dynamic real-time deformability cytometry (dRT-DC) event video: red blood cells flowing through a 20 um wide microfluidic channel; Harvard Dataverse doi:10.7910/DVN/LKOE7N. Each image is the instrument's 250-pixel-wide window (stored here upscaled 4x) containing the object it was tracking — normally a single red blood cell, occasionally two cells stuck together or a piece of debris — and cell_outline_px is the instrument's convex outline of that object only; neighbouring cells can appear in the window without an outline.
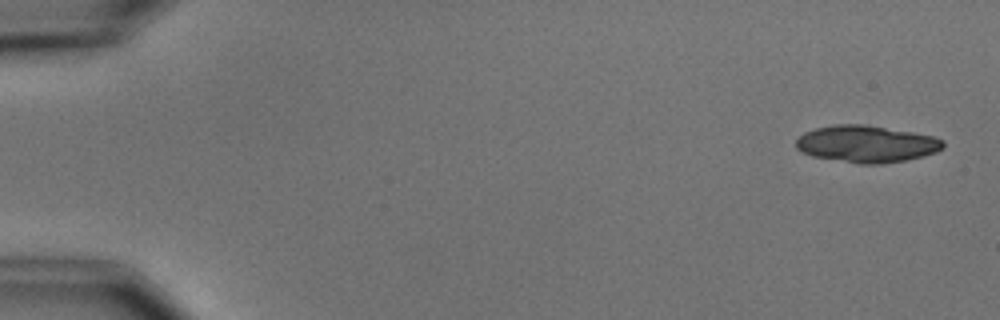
{"species": "common noctule bat (a hibernating species)", "species_latin": "Nyctalus noctula", "temperature_condition": "cold", "stored_images_in_passage": 6, "camera_frame_rate_fps": 3000, "um_per_image_px": 0.085, "animal": {"sex": "male", "body_mass_g": 15.6}, "frame": {"image": 1, "passage_image": 1, "time_ms": 0.0, "image_size_px": [1000, 320], "cell_outline_px": [[944, 148], [936, 152], [924, 156], [904, 160], [880, 164], [860, 164], [812, 156], [796, 148], [796, 140], [804, 132], [816, 128], [836, 124], [864, 124], [912, 132], [932, 136], [944, 140]], "centroid_in_image_um": [73.66, 12.23], "position_along_channel_um": 11.3, "area_um2": 31.56}}
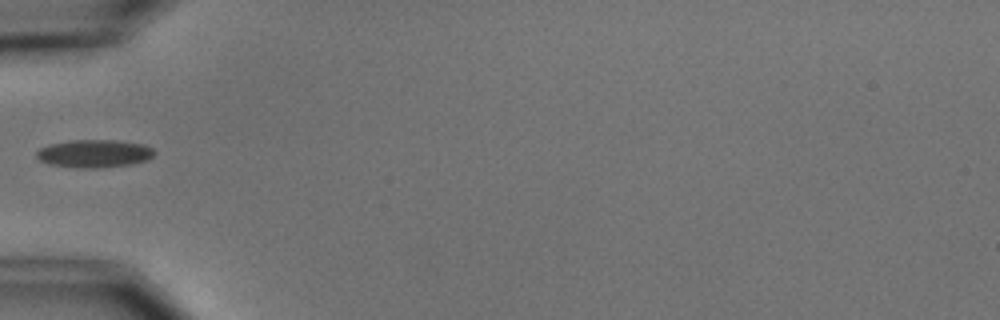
{"frame": {"image": 2, "passage_image": 6, "time_ms": 5.667, "image_size_px": [1000, 320], "cell_outline_px": [[156, 152], [148, 160], [132, 164], [96, 168], [80, 168], [52, 164], [40, 160], [36, 156], [36, 152], [40, 148], [48, 144], [72, 140], [116, 140], [144, 144], [152, 148]], "centroid_in_image_um": [8.04, 13.04], "position_along_channel_um": 77.0, "area_um2": 19.13}}